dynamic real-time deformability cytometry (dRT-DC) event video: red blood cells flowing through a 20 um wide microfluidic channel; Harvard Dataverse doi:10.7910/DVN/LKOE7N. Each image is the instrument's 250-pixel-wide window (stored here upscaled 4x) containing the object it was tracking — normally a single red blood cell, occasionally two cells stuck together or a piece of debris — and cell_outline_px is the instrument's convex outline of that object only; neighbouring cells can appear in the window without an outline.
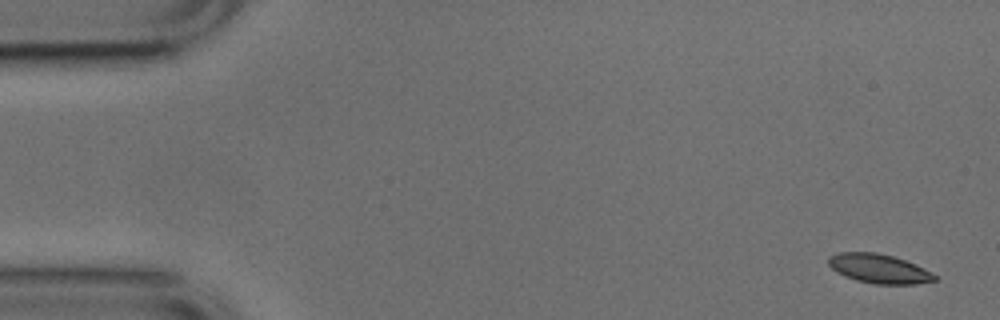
{"species": "common noctule bat (a hibernating species)", "species_latin": "Nyctalus noctula", "temperature_condition": "cold", "stored_images_in_passage": 4, "camera_frame_rate_fps": 3000, "um_per_image_px": 0.085, "animal": {"sex": "male", "body_mass_g": 17.9, "forearm_length_mm": 54.2}, "frame": {"image": 1, "passage_image": 1, "time_ms": 0.0, "image_size_px": [1000, 320], "cell_outline_px": [[940, 280], [916, 284], [872, 284], [856, 280], [844, 276], [836, 272], [828, 264], [828, 256], [836, 252], [876, 252], [892, 256], [916, 264], [924, 268], [936, 276]], "centroid_in_image_um": [74.7, 22.84], "position_along_channel_um": 10.3, "area_um2": 18.26}}
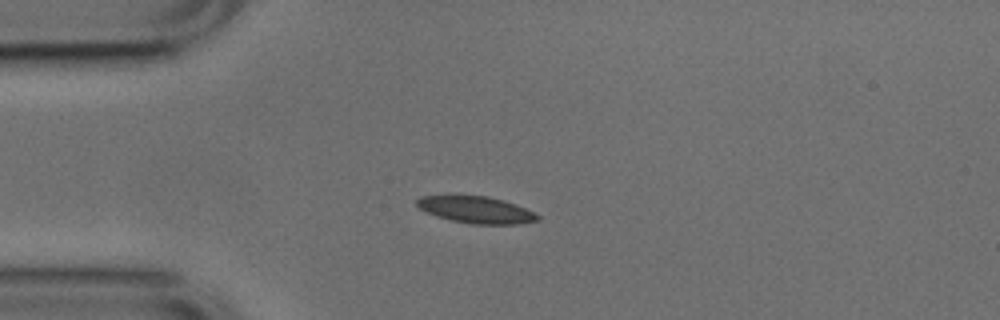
{"frame": {"image": 2, "passage_image": 4, "time_ms": 1.0, "image_size_px": [1000, 320], "cell_outline_px": [[540, 220], [516, 224], [472, 224], [452, 220], [436, 216], [424, 212], [416, 204], [416, 200], [420, 196], [488, 196], [504, 200], [516, 204], [540, 216]], "centroid_in_image_um": [40.46, 17.83], "position_along_channel_um": 44.5, "area_um2": 18.73}}